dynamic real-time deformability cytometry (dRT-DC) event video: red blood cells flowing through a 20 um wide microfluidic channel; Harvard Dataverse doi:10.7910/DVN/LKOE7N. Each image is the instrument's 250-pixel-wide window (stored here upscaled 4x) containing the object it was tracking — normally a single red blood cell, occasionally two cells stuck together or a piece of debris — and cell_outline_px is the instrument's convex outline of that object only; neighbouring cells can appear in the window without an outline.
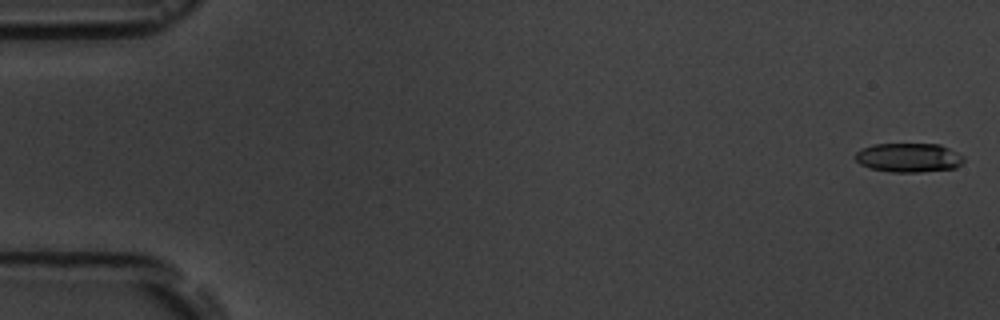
{"species": "common noctule bat (a hibernating species)", "species_latin": "Nyctalus noctula", "temperature_condition": "room temperature", "stored_images_in_passage": 9, "camera_frame_rate_fps": 3000, "um_per_image_px": 0.085, "animal": {"sex": "male", "body_mass_g": 19.5, "forearm_length_mm": 54.6}, "frame": {"image": 1, "passage_image": 1, "time_ms": 0.0, "image_size_px": [1000, 320], "cell_outline_px": [[964, 160], [956, 168], [920, 172], [888, 172], [868, 168], [860, 164], [856, 160], [856, 152], [860, 148], [872, 144], [940, 144], [964, 156]], "centroid_in_image_um": [77.21, 13.4], "position_along_channel_um": 7.8, "area_um2": 18.55}}
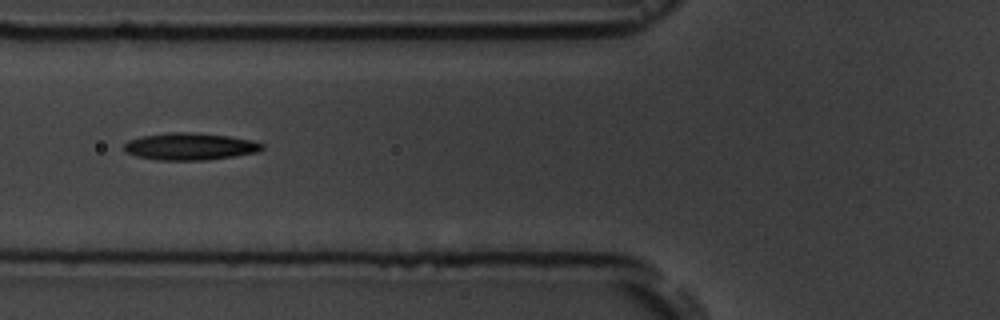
{"frame": {"image": 2, "passage_image": 7, "time_ms": 6.667, "image_size_px": [1000, 320], "cell_outline_px": [[264, 148], [260, 152], [204, 160], [156, 160], [136, 156], [124, 152], [124, 144], [128, 140], [140, 136], [168, 132], [188, 132], [228, 136], [252, 140], [264, 144]], "centroid_in_image_um": [16.12, 12.45], "position_along_channel_um": 109.7, "area_um2": 21.91}}
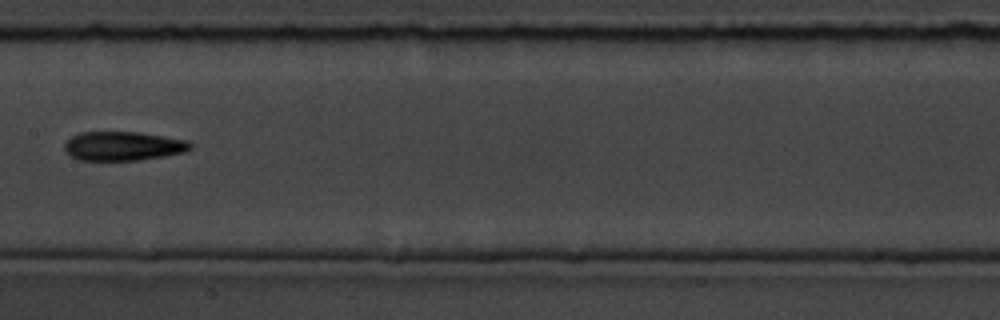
{"frame": {"image": 3, "passage_image": 9, "time_ms": 9.0, "image_size_px": [1000, 320], "cell_outline_px": [[192, 148], [184, 152], [164, 156], [140, 160], [80, 160], [72, 156], [64, 148], [64, 144], [72, 136], [80, 132], [140, 132], [188, 140], [192, 144]], "centroid_in_image_um": [10.5, 12.41], "position_along_channel_um": 196.9, "area_um2": 21.27}}